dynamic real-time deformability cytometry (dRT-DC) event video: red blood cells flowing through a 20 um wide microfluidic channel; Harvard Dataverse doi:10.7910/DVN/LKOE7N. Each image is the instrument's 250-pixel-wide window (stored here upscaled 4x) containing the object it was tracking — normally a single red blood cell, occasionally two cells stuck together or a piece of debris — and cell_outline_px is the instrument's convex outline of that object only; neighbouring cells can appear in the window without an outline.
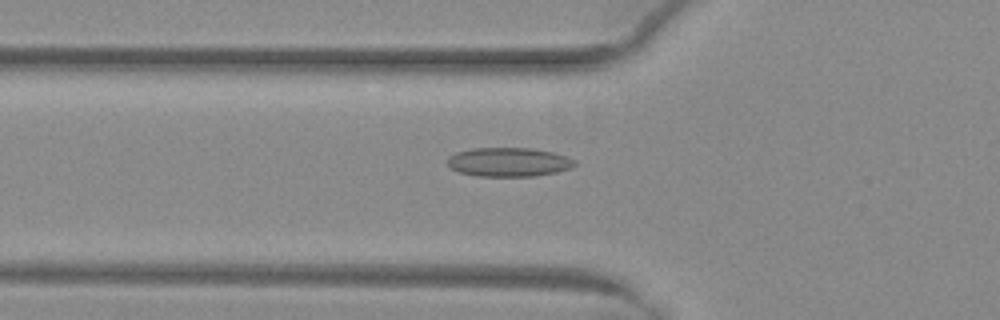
{"species": "common noctule bat (a hibernating species)", "species_latin": "Nyctalus noctula", "temperature_condition": "warm", "stored_images_in_passage": 35, "camera_frame_rate_fps": 3000, "um_per_image_px": 0.085, "animal": {"sex": "female", "body_mass_g": 29.2, "forearm_length_mm": 56.3}, "frame": {"image": 1, "passage_image": 2, "time_ms": 0.333, "image_size_px": [1000, 320], "cell_outline_px": [[576, 164], [572, 168], [556, 172], [536, 176], [476, 176], [460, 172], [452, 168], [448, 164], [448, 156], [456, 152], [472, 148], [532, 148], [552, 152], [576, 160]], "centroid_in_image_um": [43.25, 13.77], "position_along_channel_um": 82.6, "area_um2": 21.5}}
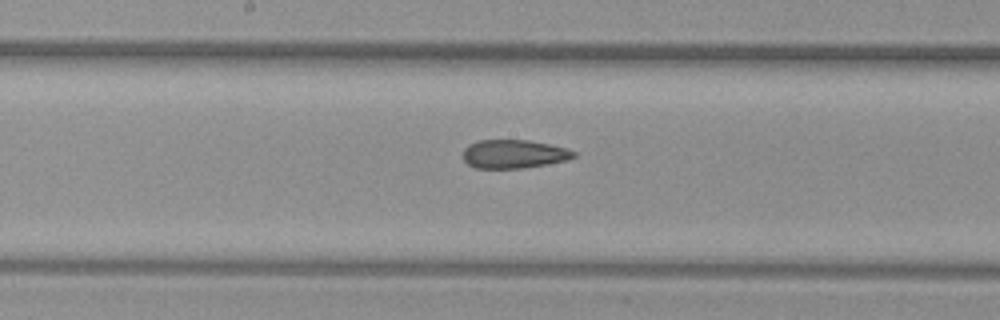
{"frame": {"image": 2, "passage_image": 11, "time_ms": 3.333, "image_size_px": [1000, 320], "cell_outline_px": [[576, 156], [568, 160], [524, 168], [476, 168], [468, 164], [464, 160], [464, 148], [468, 144], [480, 140], [528, 140], [568, 148], [576, 152]], "centroid_in_image_um": [43.69, 13.09], "position_along_channel_um": 204.5, "area_um2": 18.44}}
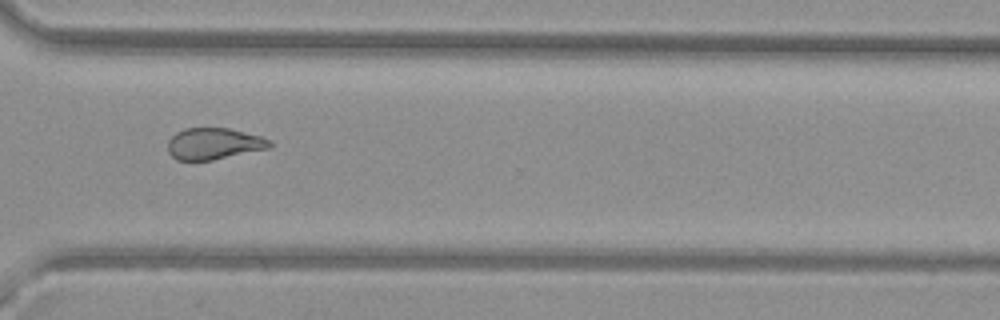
{"frame": {"image": 3, "passage_image": 22, "time_ms": 7.0, "image_size_px": [1000, 320], "cell_outline_px": [[272, 144], [268, 148], [212, 160], [176, 160], [168, 152], [168, 140], [176, 132], [184, 128], [228, 128], [260, 136], [272, 140]], "centroid_in_image_um": [18.15, 12.21], "position_along_channel_um": 352.4, "area_um2": 18.61}, "authors_computed_cell_mechanics": {"area_um2": 19.941, "velocity_mm_per_s": 4.0402, "shape_relaxation_time_tau1_ms": null, "shape_relaxation_time_tau2_ms": 2.8345, "deformation_change_tau1": null, "deformation_change_tau2": 0.1073}}